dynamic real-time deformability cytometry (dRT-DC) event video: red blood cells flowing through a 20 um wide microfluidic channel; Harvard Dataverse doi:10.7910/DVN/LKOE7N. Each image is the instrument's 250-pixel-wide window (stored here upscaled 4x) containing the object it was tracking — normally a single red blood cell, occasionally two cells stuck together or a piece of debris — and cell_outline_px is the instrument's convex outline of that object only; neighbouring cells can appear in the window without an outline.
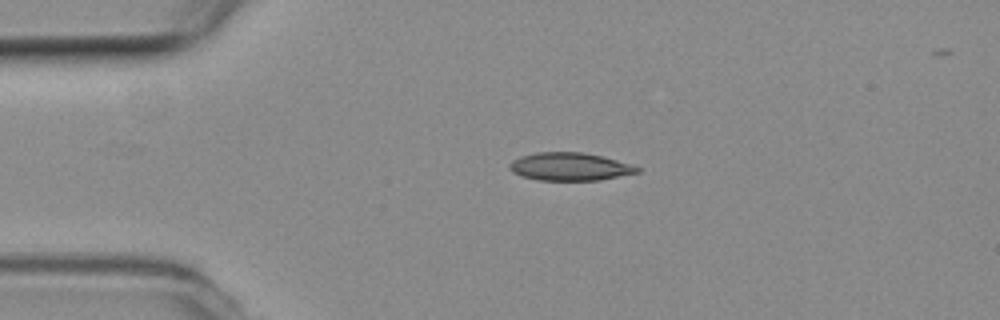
{"species": "common noctule bat (a hibernating species)", "species_latin": "Nyctalus noctula", "temperature_condition": "room temperature", "stored_images_in_passage": 55, "camera_frame_rate_fps": 3000, "um_per_image_px": 0.085, "animal": {"sex": "female", "body_mass_g": 19.3, "forearm_length_mm": 54.1}, "frame": {"image": 1, "passage_image": 11, "time_ms": 3.333, "image_size_px": [1000, 320], "cell_outline_px": [[640, 172], [600, 180], [540, 180], [520, 176], [512, 172], [508, 168], [508, 164], [512, 160], [520, 156], [536, 152], [580, 152], [600, 156], [632, 164], [640, 168]], "centroid_in_image_um": [48.39, 14.16], "position_along_channel_um": 36.6, "area_um2": 20.81}}
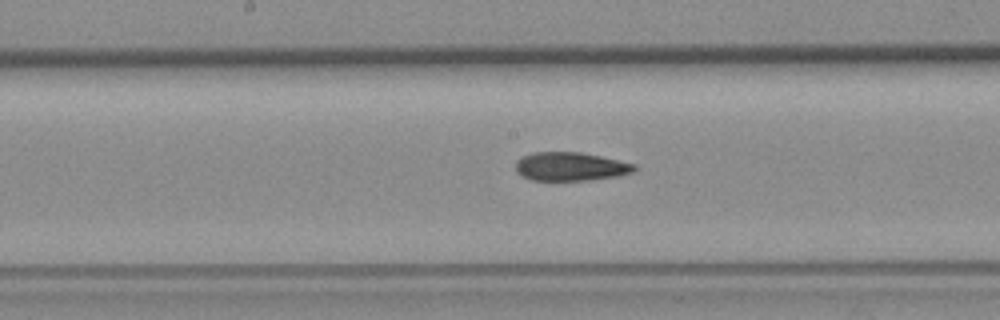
{"frame": {"image": 2, "passage_image": 27, "time_ms": 8.667, "image_size_px": [1000, 320], "cell_outline_px": [[636, 168], [632, 172], [620, 176], [588, 180], [532, 180], [520, 176], [516, 172], [516, 160], [532, 152], [580, 152], [600, 156], [636, 164]], "centroid_in_image_um": [48.48, 14.16], "position_along_channel_um": 199.7, "area_um2": 19.83}}
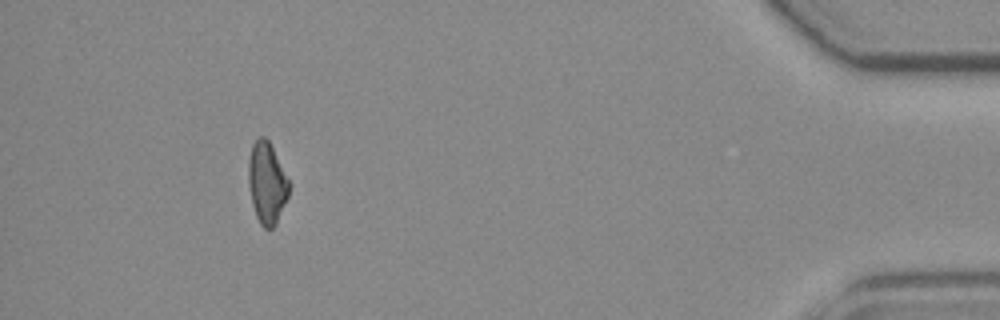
{"frame": {"image": 3, "passage_image": 50, "time_ms": 16.333, "image_size_px": [1000, 320], "cell_outline_px": [[288, 196], [276, 224], [272, 228], [264, 228], [260, 224], [256, 216], [252, 204], [248, 184], [248, 160], [252, 144], [260, 136], [264, 136], [268, 140], [288, 180]], "centroid_in_image_um": [22.65, 15.57], "position_along_channel_um": 412.6, "area_um2": 18.96}, "authors_computed_cell_mechanics": {"area_um2": 20.1722, "velocity_mm_per_s": 3.6676, "shape_relaxation_time_tau1_ms": 8.9523, "shape_relaxation_time_tau2_ms": 4.1093, "deformation_change_tau1": 0.2222, "deformation_change_tau2": 0.125}}